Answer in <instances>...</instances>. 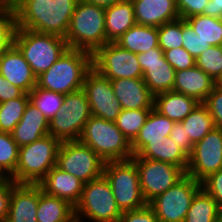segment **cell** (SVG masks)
<instances>
[{
	"label": "cell",
	"mask_w": 222,
	"mask_h": 222,
	"mask_svg": "<svg viewBox=\"0 0 222 222\" xmlns=\"http://www.w3.org/2000/svg\"><path fill=\"white\" fill-rule=\"evenodd\" d=\"M195 65L215 82L222 76V46H211L196 59Z\"/></svg>",
	"instance_id": "cell-37"
},
{
	"label": "cell",
	"mask_w": 222,
	"mask_h": 222,
	"mask_svg": "<svg viewBox=\"0 0 222 222\" xmlns=\"http://www.w3.org/2000/svg\"><path fill=\"white\" fill-rule=\"evenodd\" d=\"M133 157L167 162L180 167L185 173L188 168V155L170 136L158 144H146L136 155H133Z\"/></svg>",
	"instance_id": "cell-27"
},
{
	"label": "cell",
	"mask_w": 222,
	"mask_h": 222,
	"mask_svg": "<svg viewBox=\"0 0 222 222\" xmlns=\"http://www.w3.org/2000/svg\"><path fill=\"white\" fill-rule=\"evenodd\" d=\"M143 72V81L153 95L173 90L175 69L166 61L164 52L152 48L137 54Z\"/></svg>",
	"instance_id": "cell-16"
},
{
	"label": "cell",
	"mask_w": 222,
	"mask_h": 222,
	"mask_svg": "<svg viewBox=\"0 0 222 222\" xmlns=\"http://www.w3.org/2000/svg\"><path fill=\"white\" fill-rule=\"evenodd\" d=\"M131 0H121L105 8L106 43L117 42L132 26L136 25Z\"/></svg>",
	"instance_id": "cell-24"
},
{
	"label": "cell",
	"mask_w": 222,
	"mask_h": 222,
	"mask_svg": "<svg viewBox=\"0 0 222 222\" xmlns=\"http://www.w3.org/2000/svg\"><path fill=\"white\" fill-rule=\"evenodd\" d=\"M182 37L183 48L196 59L202 52L207 50L211 45L202 41L193 28L182 19Z\"/></svg>",
	"instance_id": "cell-40"
},
{
	"label": "cell",
	"mask_w": 222,
	"mask_h": 222,
	"mask_svg": "<svg viewBox=\"0 0 222 222\" xmlns=\"http://www.w3.org/2000/svg\"><path fill=\"white\" fill-rule=\"evenodd\" d=\"M60 141L47 135L19 147V159L11 179L17 184H38L56 166Z\"/></svg>",
	"instance_id": "cell-6"
},
{
	"label": "cell",
	"mask_w": 222,
	"mask_h": 222,
	"mask_svg": "<svg viewBox=\"0 0 222 222\" xmlns=\"http://www.w3.org/2000/svg\"><path fill=\"white\" fill-rule=\"evenodd\" d=\"M105 161L79 140L60 143L56 166L80 179L84 184L103 175Z\"/></svg>",
	"instance_id": "cell-10"
},
{
	"label": "cell",
	"mask_w": 222,
	"mask_h": 222,
	"mask_svg": "<svg viewBox=\"0 0 222 222\" xmlns=\"http://www.w3.org/2000/svg\"><path fill=\"white\" fill-rule=\"evenodd\" d=\"M78 140L92 148L105 162L130 160L134 155L130 141L115 122L95 116L85 123Z\"/></svg>",
	"instance_id": "cell-5"
},
{
	"label": "cell",
	"mask_w": 222,
	"mask_h": 222,
	"mask_svg": "<svg viewBox=\"0 0 222 222\" xmlns=\"http://www.w3.org/2000/svg\"><path fill=\"white\" fill-rule=\"evenodd\" d=\"M11 134L19 147L28 145L49 135V120L29 101Z\"/></svg>",
	"instance_id": "cell-22"
},
{
	"label": "cell",
	"mask_w": 222,
	"mask_h": 222,
	"mask_svg": "<svg viewBox=\"0 0 222 222\" xmlns=\"http://www.w3.org/2000/svg\"><path fill=\"white\" fill-rule=\"evenodd\" d=\"M69 49L92 55L106 44L105 8L79 0L65 38Z\"/></svg>",
	"instance_id": "cell-3"
},
{
	"label": "cell",
	"mask_w": 222,
	"mask_h": 222,
	"mask_svg": "<svg viewBox=\"0 0 222 222\" xmlns=\"http://www.w3.org/2000/svg\"><path fill=\"white\" fill-rule=\"evenodd\" d=\"M15 30V10L6 8L0 12V54L13 44Z\"/></svg>",
	"instance_id": "cell-39"
},
{
	"label": "cell",
	"mask_w": 222,
	"mask_h": 222,
	"mask_svg": "<svg viewBox=\"0 0 222 222\" xmlns=\"http://www.w3.org/2000/svg\"><path fill=\"white\" fill-rule=\"evenodd\" d=\"M182 19L168 22L158 27L159 48L168 49L183 47Z\"/></svg>",
	"instance_id": "cell-38"
},
{
	"label": "cell",
	"mask_w": 222,
	"mask_h": 222,
	"mask_svg": "<svg viewBox=\"0 0 222 222\" xmlns=\"http://www.w3.org/2000/svg\"><path fill=\"white\" fill-rule=\"evenodd\" d=\"M92 67L109 80L143 79L137 54L122 48L116 42L106 43L92 55Z\"/></svg>",
	"instance_id": "cell-12"
},
{
	"label": "cell",
	"mask_w": 222,
	"mask_h": 222,
	"mask_svg": "<svg viewBox=\"0 0 222 222\" xmlns=\"http://www.w3.org/2000/svg\"><path fill=\"white\" fill-rule=\"evenodd\" d=\"M151 110L152 109L121 110L115 120V124L130 143L135 139L139 130L145 124Z\"/></svg>",
	"instance_id": "cell-35"
},
{
	"label": "cell",
	"mask_w": 222,
	"mask_h": 222,
	"mask_svg": "<svg viewBox=\"0 0 222 222\" xmlns=\"http://www.w3.org/2000/svg\"><path fill=\"white\" fill-rule=\"evenodd\" d=\"M174 123L152 108L145 124L131 142L133 154L136 155L146 144H158L164 141L170 135Z\"/></svg>",
	"instance_id": "cell-25"
},
{
	"label": "cell",
	"mask_w": 222,
	"mask_h": 222,
	"mask_svg": "<svg viewBox=\"0 0 222 222\" xmlns=\"http://www.w3.org/2000/svg\"><path fill=\"white\" fill-rule=\"evenodd\" d=\"M12 179L0 181V222H6L10 207Z\"/></svg>",
	"instance_id": "cell-47"
},
{
	"label": "cell",
	"mask_w": 222,
	"mask_h": 222,
	"mask_svg": "<svg viewBox=\"0 0 222 222\" xmlns=\"http://www.w3.org/2000/svg\"><path fill=\"white\" fill-rule=\"evenodd\" d=\"M82 89L86 94L91 115L115 122L122 106L113 92L111 81L92 67L86 73Z\"/></svg>",
	"instance_id": "cell-15"
},
{
	"label": "cell",
	"mask_w": 222,
	"mask_h": 222,
	"mask_svg": "<svg viewBox=\"0 0 222 222\" xmlns=\"http://www.w3.org/2000/svg\"><path fill=\"white\" fill-rule=\"evenodd\" d=\"M118 222H160L152 208L147 204L145 207L122 212Z\"/></svg>",
	"instance_id": "cell-45"
},
{
	"label": "cell",
	"mask_w": 222,
	"mask_h": 222,
	"mask_svg": "<svg viewBox=\"0 0 222 222\" xmlns=\"http://www.w3.org/2000/svg\"><path fill=\"white\" fill-rule=\"evenodd\" d=\"M79 0H25L15 9L16 27L66 38Z\"/></svg>",
	"instance_id": "cell-1"
},
{
	"label": "cell",
	"mask_w": 222,
	"mask_h": 222,
	"mask_svg": "<svg viewBox=\"0 0 222 222\" xmlns=\"http://www.w3.org/2000/svg\"><path fill=\"white\" fill-rule=\"evenodd\" d=\"M222 169V129L214 128L193 145L186 174L202 182Z\"/></svg>",
	"instance_id": "cell-14"
},
{
	"label": "cell",
	"mask_w": 222,
	"mask_h": 222,
	"mask_svg": "<svg viewBox=\"0 0 222 222\" xmlns=\"http://www.w3.org/2000/svg\"><path fill=\"white\" fill-rule=\"evenodd\" d=\"M3 1H4V5L7 9L15 10L25 0H3Z\"/></svg>",
	"instance_id": "cell-51"
},
{
	"label": "cell",
	"mask_w": 222,
	"mask_h": 222,
	"mask_svg": "<svg viewBox=\"0 0 222 222\" xmlns=\"http://www.w3.org/2000/svg\"><path fill=\"white\" fill-rule=\"evenodd\" d=\"M209 0H176V6L181 19L202 15Z\"/></svg>",
	"instance_id": "cell-44"
},
{
	"label": "cell",
	"mask_w": 222,
	"mask_h": 222,
	"mask_svg": "<svg viewBox=\"0 0 222 222\" xmlns=\"http://www.w3.org/2000/svg\"><path fill=\"white\" fill-rule=\"evenodd\" d=\"M83 89L64 95L61 111L49 120V135L60 142L78 140L91 117Z\"/></svg>",
	"instance_id": "cell-9"
},
{
	"label": "cell",
	"mask_w": 222,
	"mask_h": 222,
	"mask_svg": "<svg viewBox=\"0 0 222 222\" xmlns=\"http://www.w3.org/2000/svg\"><path fill=\"white\" fill-rule=\"evenodd\" d=\"M203 15L222 19V0H209Z\"/></svg>",
	"instance_id": "cell-49"
},
{
	"label": "cell",
	"mask_w": 222,
	"mask_h": 222,
	"mask_svg": "<svg viewBox=\"0 0 222 222\" xmlns=\"http://www.w3.org/2000/svg\"><path fill=\"white\" fill-rule=\"evenodd\" d=\"M19 159V146L12 134L0 131V167L11 177Z\"/></svg>",
	"instance_id": "cell-36"
},
{
	"label": "cell",
	"mask_w": 222,
	"mask_h": 222,
	"mask_svg": "<svg viewBox=\"0 0 222 222\" xmlns=\"http://www.w3.org/2000/svg\"><path fill=\"white\" fill-rule=\"evenodd\" d=\"M28 102L29 96L25 93L21 98L0 103V131L11 133L14 130L21 120Z\"/></svg>",
	"instance_id": "cell-34"
},
{
	"label": "cell",
	"mask_w": 222,
	"mask_h": 222,
	"mask_svg": "<svg viewBox=\"0 0 222 222\" xmlns=\"http://www.w3.org/2000/svg\"><path fill=\"white\" fill-rule=\"evenodd\" d=\"M138 25L160 27L180 18L176 0H131Z\"/></svg>",
	"instance_id": "cell-21"
},
{
	"label": "cell",
	"mask_w": 222,
	"mask_h": 222,
	"mask_svg": "<svg viewBox=\"0 0 222 222\" xmlns=\"http://www.w3.org/2000/svg\"><path fill=\"white\" fill-rule=\"evenodd\" d=\"M203 104L213 118L215 128L222 129V88L215 85Z\"/></svg>",
	"instance_id": "cell-42"
},
{
	"label": "cell",
	"mask_w": 222,
	"mask_h": 222,
	"mask_svg": "<svg viewBox=\"0 0 222 222\" xmlns=\"http://www.w3.org/2000/svg\"><path fill=\"white\" fill-rule=\"evenodd\" d=\"M131 159L136 163L142 196L147 204L186 175L180 167L167 162L142 157Z\"/></svg>",
	"instance_id": "cell-13"
},
{
	"label": "cell",
	"mask_w": 222,
	"mask_h": 222,
	"mask_svg": "<svg viewBox=\"0 0 222 222\" xmlns=\"http://www.w3.org/2000/svg\"><path fill=\"white\" fill-rule=\"evenodd\" d=\"M70 222H84V221L74 217Z\"/></svg>",
	"instance_id": "cell-55"
},
{
	"label": "cell",
	"mask_w": 222,
	"mask_h": 222,
	"mask_svg": "<svg viewBox=\"0 0 222 222\" xmlns=\"http://www.w3.org/2000/svg\"><path fill=\"white\" fill-rule=\"evenodd\" d=\"M216 222H222V215L218 218Z\"/></svg>",
	"instance_id": "cell-56"
},
{
	"label": "cell",
	"mask_w": 222,
	"mask_h": 222,
	"mask_svg": "<svg viewBox=\"0 0 222 222\" xmlns=\"http://www.w3.org/2000/svg\"><path fill=\"white\" fill-rule=\"evenodd\" d=\"M38 185L46 194L57 196L75 207L80 201L84 183L74 175L55 166Z\"/></svg>",
	"instance_id": "cell-19"
},
{
	"label": "cell",
	"mask_w": 222,
	"mask_h": 222,
	"mask_svg": "<svg viewBox=\"0 0 222 222\" xmlns=\"http://www.w3.org/2000/svg\"><path fill=\"white\" fill-rule=\"evenodd\" d=\"M221 215L218 203L201 188L195 194L184 222H216Z\"/></svg>",
	"instance_id": "cell-30"
},
{
	"label": "cell",
	"mask_w": 222,
	"mask_h": 222,
	"mask_svg": "<svg viewBox=\"0 0 222 222\" xmlns=\"http://www.w3.org/2000/svg\"><path fill=\"white\" fill-rule=\"evenodd\" d=\"M135 54L159 47L158 27L134 25L116 42Z\"/></svg>",
	"instance_id": "cell-29"
},
{
	"label": "cell",
	"mask_w": 222,
	"mask_h": 222,
	"mask_svg": "<svg viewBox=\"0 0 222 222\" xmlns=\"http://www.w3.org/2000/svg\"><path fill=\"white\" fill-rule=\"evenodd\" d=\"M74 217V206L57 196L46 194L39 186L37 222H70Z\"/></svg>",
	"instance_id": "cell-28"
},
{
	"label": "cell",
	"mask_w": 222,
	"mask_h": 222,
	"mask_svg": "<svg viewBox=\"0 0 222 222\" xmlns=\"http://www.w3.org/2000/svg\"><path fill=\"white\" fill-rule=\"evenodd\" d=\"M13 44L19 49L36 77L47 71L68 49L63 37L17 27Z\"/></svg>",
	"instance_id": "cell-4"
},
{
	"label": "cell",
	"mask_w": 222,
	"mask_h": 222,
	"mask_svg": "<svg viewBox=\"0 0 222 222\" xmlns=\"http://www.w3.org/2000/svg\"><path fill=\"white\" fill-rule=\"evenodd\" d=\"M6 9L5 5H4V1L0 0V12L4 11Z\"/></svg>",
	"instance_id": "cell-53"
},
{
	"label": "cell",
	"mask_w": 222,
	"mask_h": 222,
	"mask_svg": "<svg viewBox=\"0 0 222 222\" xmlns=\"http://www.w3.org/2000/svg\"><path fill=\"white\" fill-rule=\"evenodd\" d=\"M185 20L202 41L211 46H222V19L202 14Z\"/></svg>",
	"instance_id": "cell-32"
},
{
	"label": "cell",
	"mask_w": 222,
	"mask_h": 222,
	"mask_svg": "<svg viewBox=\"0 0 222 222\" xmlns=\"http://www.w3.org/2000/svg\"><path fill=\"white\" fill-rule=\"evenodd\" d=\"M216 85L222 88V76L218 79V81L216 82Z\"/></svg>",
	"instance_id": "cell-54"
},
{
	"label": "cell",
	"mask_w": 222,
	"mask_h": 222,
	"mask_svg": "<svg viewBox=\"0 0 222 222\" xmlns=\"http://www.w3.org/2000/svg\"><path fill=\"white\" fill-rule=\"evenodd\" d=\"M122 212L104 175L83 185L75 217L86 222H118Z\"/></svg>",
	"instance_id": "cell-7"
},
{
	"label": "cell",
	"mask_w": 222,
	"mask_h": 222,
	"mask_svg": "<svg viewBox=\"0 0 222 222\" xmlns=\"http://www.w3.org/2000/svg\"><path fill=\"white\" fill-rule=\"evenodd\" d=\"M166 61L175 71L185 70L195 66V59L183 47L164 51Z\"/></svg>",
	"instance_id": "cell-41"
},
{
	"label": "cell",
	"mask_w": 222,
	"mask_h": 222,
	"mask_svg": "<svg viewBox=\"0 0 222 222\" xmlns=\"http://www.w3.org/2000/svg\"><path fill=\"white\" fill-rule=\"evenodd\" d=\"M201 183L187 174L174 186L152 199L148 205L160 222H184Z\"/></svg>",
	"instance_id": "cell-11"
},
{
	"label": "cell",
	"mask_w": 222,
	"mask_h": 222,
	"mask_svg": "<svg viewBox=\"0 0 222 222\" xmlns=\"http://www.w3.org/2000/svg\"><path fill=\"white\" fill-rule=\"evenodd\" d=\"M195 98L176 91L154 95L153 108L174 122H181L199 104Z\"/></svg>",
	"instance_id": "cell-26"
},
{
	"label": "cell",
	"mask_w": 222,
	"mask_h": 222,
	"mask_svg": "<svg viewBox=\"0 0 222 222\" xmlns=\"http://www.w3.org/2000/svg\"><path fill=\"white\" fill-rule=\"evenodd\" d=\"M84 1L106 8L112 6L113 4H116L121 0H84Z\"/></svg>",
	"instance_id": "cell-50"
},
{
	"label": "cell",
	"mask_w": 222,
	"mask_h": 222,
	"mask_svg": "<svg viewBox=\"0 0 222 222\" xmlns=\"http://www.w3.org/2000/svg\"><path fill=\"white\" fill-rule=\"evenodd\" d=\"M170 138L176 141L178 146L189 156L193 149V143L190 140V137L186 135L184 126L181 122H175L171 133Z\"/></svg>",
	"instance_id": "cell-46"
},
{
	"label": "cell",
	"mask_w": 222,
	"mask_h": 222,
	"mask_svg": "<svg viewBox=\"0 0 222 222\" xmlns=\"http://www.w3.org/2000/svg\"><path fill=\"white\" fill-rule=\"evenodd\" d=\"M216 82L196 65L175 72L173 91L183 93L203 103Z\"/></svg>",
	"instance_id": "cell-23"
},
{
	"label": "cell",
	"mask_w": 222,
	"mask_h": 222,
	"mask_svg": "<svg viewBox=\"0 0 222 222\" xmlns=\"http://www.w3.org/2000/svg\"><path fill=\"white\" fill-rule=\"evenodd\" d=\"M28 96L29 101L35 105L48 120H51L61 111L64 100V95L61 93L35 86Z\"/></svg>",
	"instance_id": "cell-33"
},
{
	"label": "cell",
	"mask_w": 222,
	"mask_h": 222,
	"mask_svg": "<svg viewBox=\"0 0 222 222\" xmlns=\"http://www.w3.org/2000/svg\"><path fill=\"white\" fill-rule=\"evenodd\" d=\"M181 123L193 144L215 128L213 118L203 103H199Z\"/></svg>",
	"instance_id": "cell-31"
},
{
	"label": "cell",
	"mask_w": 222,
	"mask_h": 222,
	"mask_svg": "<svg viewBox=\"0 0 222 222\" xmlns=\"http://www.w3.org/2000/svg\"><path fill=\"white\" fill-rule=\"evenodd\" d=\"M113 92L122 109H152L154 95L143 79L121 78L110 80Z\"/></svg>",
	"instance_id": "cell-20"
},
{
	"label": "cell",
	"mask_w": 222,
	"mask_h": 222,
	"mask_svg": "<svg viewBox=\"0 0 222 222\" xmlns=\"http://www.w3.org/2000/svg\"><path fill=\"white\" fill-rule=\"evenodd\" d=\"M25 92L11 84L0 74V103H3L7 100L21 98Z\"/></svg>",
	"instance_id": "cell-48"
},
{
	"label": "cell",
	"mask_w": 222,
	"mask_h": 222,
	"mask_svg": "<svg viewBox=\"0 0 222 222\" xmlns=\"http://www.w3.org/2000/svg\"><path fill=\"white\" fill-rule=\"evenodd\" d=\"M103 175L108 180L121 212L147 205L140 188L136 163L130 160L105 162Z\"/></svg>",
	"instance_id": "cell-8"
},
{
	"label": "cell",
	"mask_w": 222,
	"mask_h": 222,
	"mask_svg": "<svg viewBox=\"0 0 222 222\" xmlns=\"http://www.w3.org/2000/svg\"><path fill=\"white\" fill-rule=\"evenodd\" d=\"M91 68V53L68 48L47 71L37 77L36 86L66 95L82 89L86 73Z\"/></svg>",
	"instance_id": "cell-2"
},
{
	"label": "cell",
	"mask_w": 222,
	"mask_h": 222,
	"mask_svg": "<svg viewBox=\"0 0 222 222\" xmlns=\"http://www.w3.org/2000/svg\"><path fill=\"white\" fill-rule=\"evenodd\" d=\"M11 180V177L0 167V181Z\"/></svg>",
	"instance_id": "cell-52"
},
{
	"label": "cell",
	"mask_w": 222,
	"mask_h": 222,
	"mask_svg": "<svg viewBox=\"0 0 222 222\" xmlns=\"http://www.w3.org/2000/svg\"><path fill=\"white\" fill-rule=\"evenodd\" d=\"M38 184H17L12 180L10 207L6 222H37Z\"/></svg>",
	"instance_id": "cell-18"
},
{
	"label": "cell",
	"mask_w": 222,
	"mask_h": 222,
	"mask_svg": "<svg viewBox=\"0 0 222 222\" xmlns=\"http://www.w3.org/2000/svg\"><path fill=\"white\" fill-rule=\"evenodd\" d=\"M201 187L218 203L222 209V169L212 173L201 182Z\"/></svg>",
	"instance_id": "cell-43"
},
{
	"label": "cell",
	"mask_w": 222,
	"mask_h": 222,
	"mask_svg": "<svg viewBox=\"0 0 222 222\" xmlns=\"http://www.w3.org/2000/svg\"><path fill=\"white\" fill-rule=\"evenodd\" d=\"M0 74L26 94L37 84L32 68L14 44L0 54Z\"/></svg>",
	"instance_id": "cell-17"
}]
</instances>
